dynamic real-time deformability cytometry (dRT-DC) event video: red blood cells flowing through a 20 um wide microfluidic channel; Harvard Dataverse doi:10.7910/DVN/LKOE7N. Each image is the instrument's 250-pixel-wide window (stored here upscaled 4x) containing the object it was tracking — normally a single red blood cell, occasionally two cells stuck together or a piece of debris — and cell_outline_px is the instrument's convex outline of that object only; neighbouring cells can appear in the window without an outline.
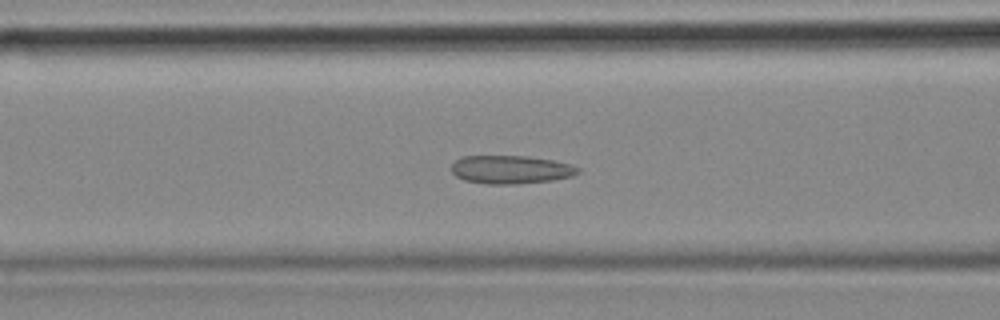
{"species": "common noctule bat (a hibernating species)", "species_latin": "Nyctalus noctula", "temperature_condition": "cold", "stored_images_in_passage": 42, "camera_frame_rate_fps": 3000, "um_per_image_px": 0.085, "animal": {"sex": "female", "body_mass_g": 18.4}, "frame": {"image": 1, "passage_image": 14, "time_ms": 4.333, "image_size_px": [1000, 320], "cell_outline_px": [[580, 172], [572, 176], [552, 180], [516, 184], [488, 184], [464, 180], [456, 176], [452, 172], [452, 164], [456, 160], [464, 156], [528, 156], [552, 160], [568, 164], [580, 168]], "centroid_in_image_um": [43.41, 14.41], "position_along_channel_um": 123.2, "area_um2": 20.75}}
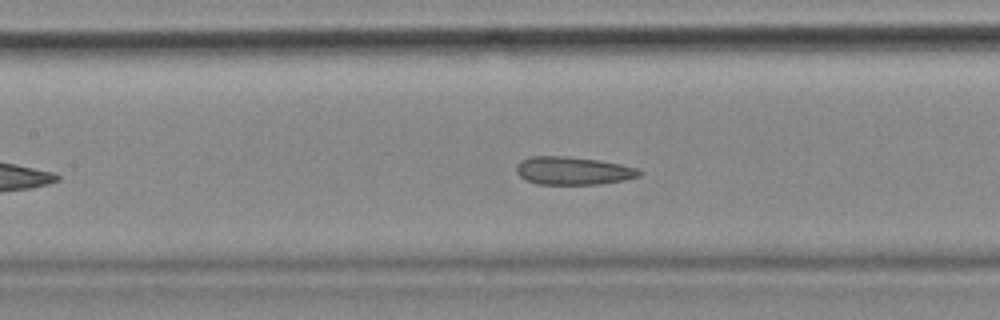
{"frame": {"image": 2, "passage_image": 17, "time_ms": 5.333, "image_size_px": [1000, 320], "cell_outline_px": [[640, 176], [624, 180], [600, 184], [536, 184], [520, 176], [516, 172], [516, 164], [520, 160], [528, 156], [568, 156], [600, 160], [620, 164], [636, 168], [640, 172]], "centroid_in_image_um": [48.67, 14.5], "position_along_channel_um": 158.7, "area_um2": 20.11}}
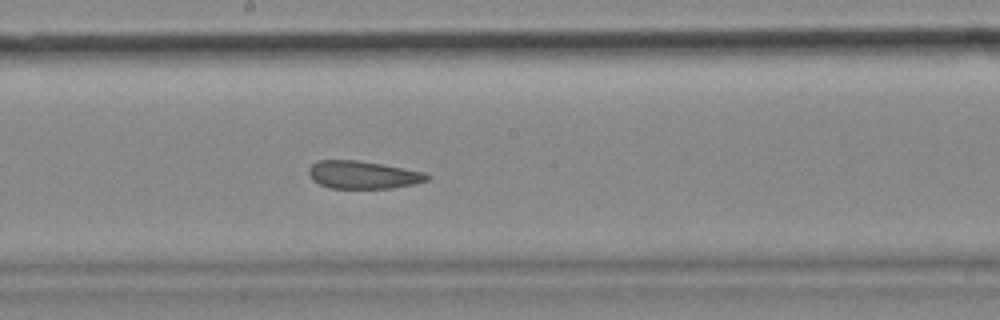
{"frame": {"image": 3, "passage_image": 22, "time_ms": 7.0, "image_size_px": [1000, 320], "cell_outline_px": [[432, 176], [428, 180], [416, 184], [392, 188], [332, 188], [320, 184], [312, 180], [308, 172], [308, 168], [312, 164], [320, 160], [360, 160], [424, 172]], "centroid_in_image_um": [30.87, 14.86], "position_along_channel_um": 217.3, "area_um2": 19.19}, "authors_computed_cell_mechanics": {"area_um2": 21.1548, "velocity_mm_per_s": 3.5461, "shape_relaxation_time_tau1_ms": null, "shape_relaxation_time_tau2_ms": 2.8045, "deformation_change_tau1": null, "deformation_change_tau2": 0.094}}